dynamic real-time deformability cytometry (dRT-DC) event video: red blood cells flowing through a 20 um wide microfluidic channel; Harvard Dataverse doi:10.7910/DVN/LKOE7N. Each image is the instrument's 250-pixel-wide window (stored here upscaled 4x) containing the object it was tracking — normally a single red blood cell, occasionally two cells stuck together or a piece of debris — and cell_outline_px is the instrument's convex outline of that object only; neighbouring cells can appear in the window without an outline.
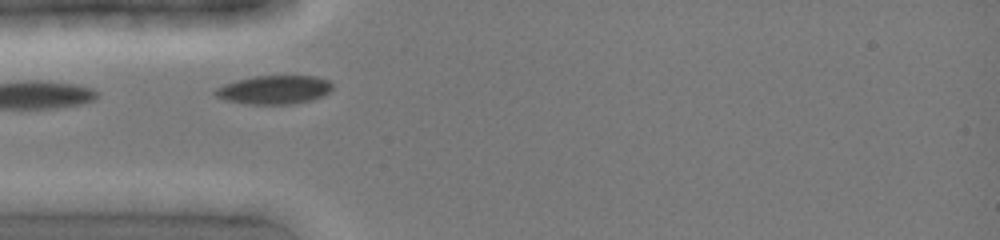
{"species": "common noctule bat (a hibernating species)", "species_latin": "Nyctalus noctula", "temperature_condition": "cold", "stored_images_in_passage": 5, "camera_frame_rate_fps": 3000, "um_per_image_px": 0.085, "animal": {"sex": "female", "body_mass_g": 19.0, "forearm_length_mm": 51.5}, "frame": {"image": 1, "passage_image": 2, "time_ms": 0.333, "image_size_px": [1000, 240], "cell_outline_px": [[332, 88], [324, 96], [312, 100], [292, 104], [248, 104], [224, 100], [216, 96], [212, 92], [216, 88], [224, 84], [236, 80], [256, 76], [316, 76], [328, 80], [332, 84]], "centroid_in_image_um": [23.3, 7.63], "position_along_channel_um": 61.7, "area_um2": 19.65}}